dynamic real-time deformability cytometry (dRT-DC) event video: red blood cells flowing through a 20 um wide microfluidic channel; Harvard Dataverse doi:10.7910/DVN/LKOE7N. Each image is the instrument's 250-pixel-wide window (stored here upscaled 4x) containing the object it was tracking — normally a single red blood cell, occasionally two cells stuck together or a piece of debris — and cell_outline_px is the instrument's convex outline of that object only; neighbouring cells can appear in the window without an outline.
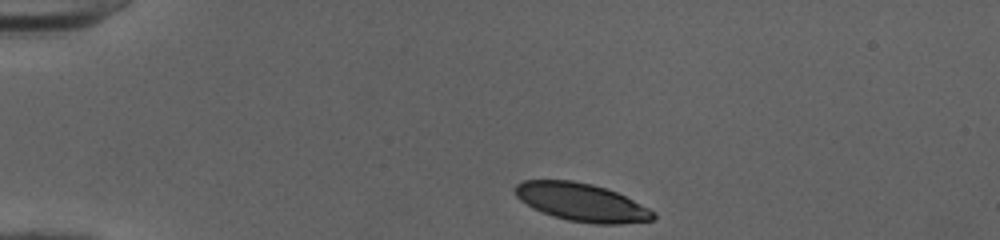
{"species": "human", "species_latin": "Homo sapiens", "temperature_condition": "cold", "stored_images_in_passage": 36, "camera_frame_rate_fps": 3000, "um_per_image_px": 0.085, "donor": {"sex": "female"}, "frame": {"image": 1, "passage_image": 1, "time_ms": 0.0, "image_size_px": [1000, 240], "cell_outline_px": [[656, 216], [652, 220], [620, 224], [596, 224], [568, 220], [552, 216], [532, 208], [520, 200], [516, 196], [512, 188], [516, 184], [524, 180], [572, 180], [592, 184], [616, 192], [656, 212]], "centroid_in_image_um": [49.39, 17.19], "position_along_channel_um": 35.6, "area_um2": 30.58}}
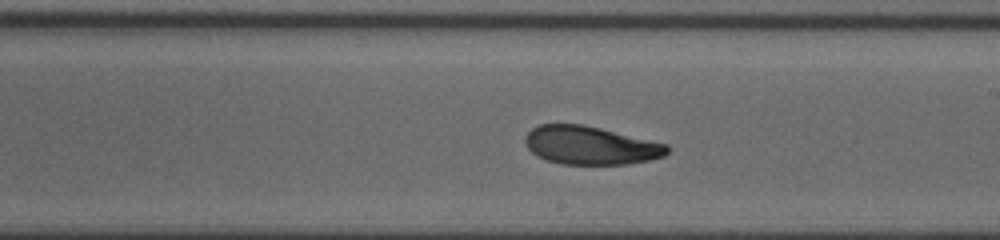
{"frame": {"image": 2, "passage_image": 21, "time_ms": 6.667, "image_size_px": [1000, 240], "cell_outline_px": [[668, 152], [664, 156], [652, 160], [628, 164], [560, 164], [544, 160], [536, 156], [528, 148], [524, 140], [524, 136], [532, 128], [540, 124], [580, 124], [600, 128], [668, 144]], "centroid_in_image_um": [50.17, 12.37], "position_along_channel_um": 238.8, "area_um2": 31.85}}
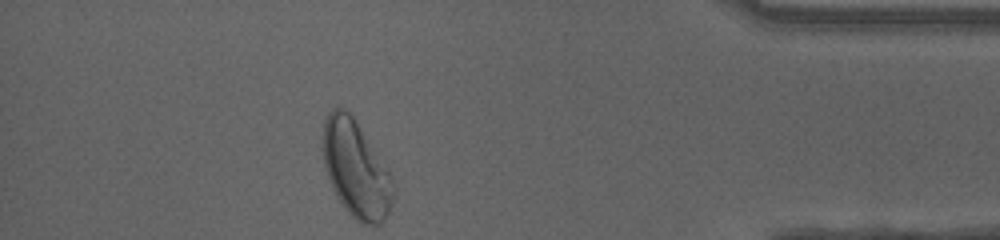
{"frame": {"image": 3, "passage_image": 36, "time_ms": 11.667, "image_size_px": [1000, 240], "cell_outline_px": [[396, 196], [384, 220], [380, 224], [360, 224], [344, 208], [332, 188], [324, 164], [324, 120], [328, 112], [332, 108], [344, 108], [352, 116], [388, 172], [396, 188]], "centroid_in_image_um": [30.27, 14.43], "position_along_channel_um": 404.9, "area_um2": 38.9}, "authors_computed_cell_mechanics": {"area_um2": 32.2813, "velocity_mm_per_s": 4.0029, "shape_relaxation_time_tau1_ms": 5.3252, "shape_relaxation_time_tau2_ms": 2.085, "deformation_change_tau1": 0.1692, "deformation_change_tau2": 0.0876}}